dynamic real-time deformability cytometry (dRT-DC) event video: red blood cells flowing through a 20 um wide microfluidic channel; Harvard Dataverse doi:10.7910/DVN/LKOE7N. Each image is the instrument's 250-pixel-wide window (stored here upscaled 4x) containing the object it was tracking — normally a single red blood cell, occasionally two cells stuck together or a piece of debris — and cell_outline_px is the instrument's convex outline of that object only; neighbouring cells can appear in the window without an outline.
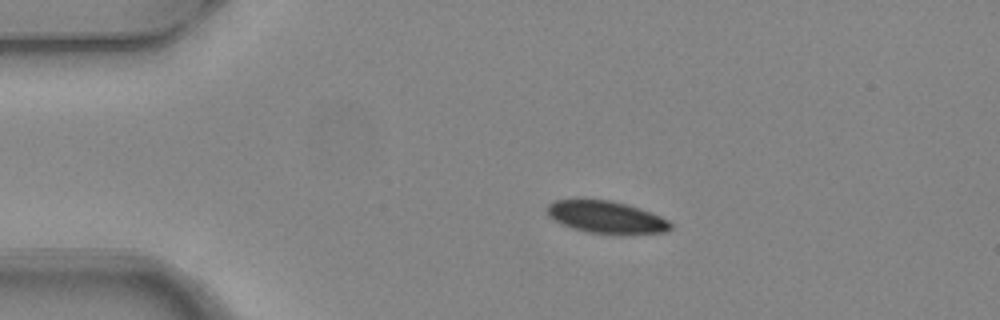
{"species": "common noctule bat (a hibernating species)", "species_latin": "Nyctalus noctula", "temperature_condition": "warm", "stored_images_in_passage": 3, "camera_frame_rate_fps": 3000, "um_per_image_px": 0.085, "animal": {"sex": "female", "body_mass_g": 24.6, "forearm_length_mm": 56.2}, "frame": {"image": 1, "passage_image": 1, "time_ms": 0.0, "image_size_px": [1000, 320], "cell_outline_px": [[672, 228], [668, 232], [588, 232], [572, 228], [560, 224], [548, 216], [548, 204], [556, 200], [612, 200], [628, 204], [652, 212], [668, 220], [672, 224]], "centroid_in_image_um": [51.53, 18.43], "position_along_channel_um": 33.5, "area_um2": 22.6}}
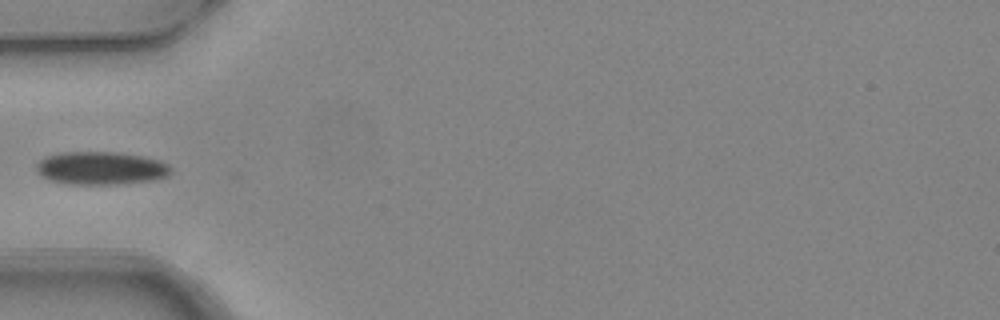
{"frame": {"image": 2, "passage_image": 3, "time_ms": 0.667, "image_size_px": [1000, 320], "cell_outline_px": [[172, 172], [168, 176], [156, 180], [116, 184], [68, 184], [52, 180], [36, 172], [36, 164], [44, 156], [60, 152], [116, 152], [144, 156], [160, 160], [168, 164], [172, 168]], "centroid_in_image_um": [8.61, 14.28], "position_along_channel_um": 76.4, "area_um2": 26.13}}